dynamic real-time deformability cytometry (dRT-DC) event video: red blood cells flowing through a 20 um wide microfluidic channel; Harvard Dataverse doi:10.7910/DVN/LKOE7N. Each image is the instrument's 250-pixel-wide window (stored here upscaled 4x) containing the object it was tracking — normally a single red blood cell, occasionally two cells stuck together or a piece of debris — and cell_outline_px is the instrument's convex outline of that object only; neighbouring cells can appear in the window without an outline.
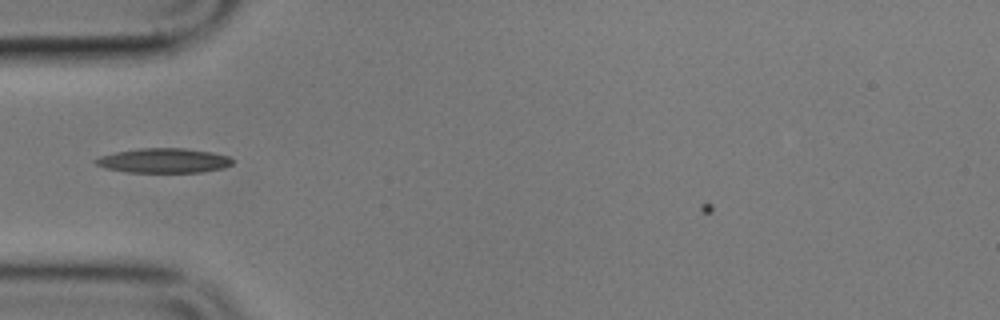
{"species": "common noctule bat (a hibernating species)", "species_latin": "Nyctalus noctula", "temperature_condition": "cold", "stored_images_in_passage": 2, "camera_frame_rate_fps": 3000, "um_per_image_px": 0.085, "animal": {"sex": "male", "body_mass_g": 17.9}, "frame": {"image": 1, "passage_image": 2, "time_ms": 1.333, "image_size_px": [1000, 320], "cell_outline_px": [[232, 164], [224, 168], [200, 172], [128, 172], [104, 168], [96, 164], [92, 160], [100, 156], [116, 152], [140, 148], [184, 148], [212, 152], [228, 156], [232, 160]], "centroid_in_image_um": [13.9, 13.65], "position_along_channel_um": 71.1, "area_um2": 19.59}}